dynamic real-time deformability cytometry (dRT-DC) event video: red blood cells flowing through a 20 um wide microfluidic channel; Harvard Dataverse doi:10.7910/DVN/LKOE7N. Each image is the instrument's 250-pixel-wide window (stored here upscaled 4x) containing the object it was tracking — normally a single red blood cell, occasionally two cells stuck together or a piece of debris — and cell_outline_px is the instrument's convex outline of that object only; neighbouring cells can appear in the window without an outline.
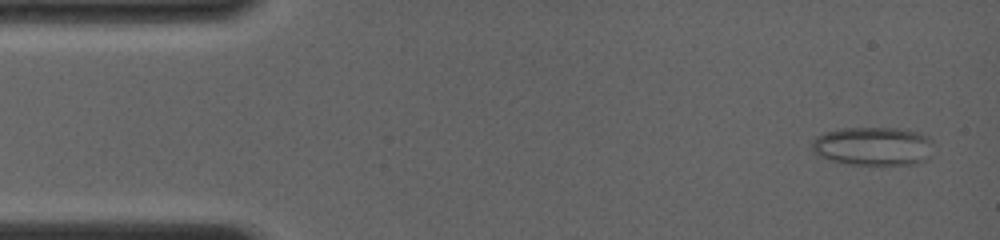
{"species": "common noctule bat (a hibernating species)", "species_latin": "Nyctalus noctula", "temperature_condition": "room temperature", "stored_images_in_passage": 10, "camera_frame_rate_fps": 4000, "um_per_image_px": 0.085, "animal": {"sex": "female", "body_mass_g": 19.0, "forearm_length_mm": 56.7}, "frame": {"image": 1, "passage_image": 2, "time_ms": 0.5, "image_size_px": [1000, 240], "cell_outline_px": [[932, 156], [928, 160], [916, 164], [848, 164], [828, 160], [816, 156], [812, 152], [812, 140], [816, 136], [824, 132], [840, 128], [896, 128], [916, 132], [928, 136], [932, 140]], "centroid_in_image_um": [74.2, 12.43], "position_along_channel_um": 10.8, "area_um2": 27.8}}
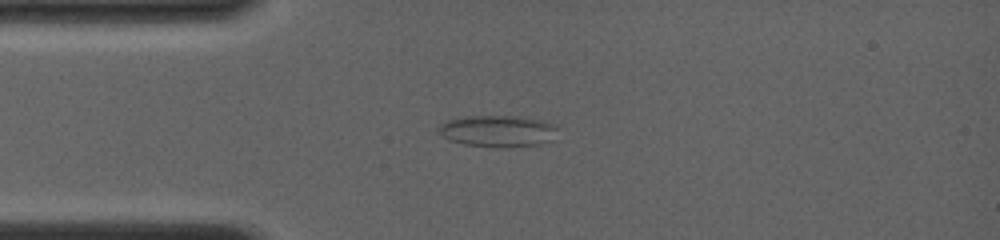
{"frame": {"image": 2, "passage_image": 9, "time_ms": 3.5, "image_size_px": [1000, 240], "cell_outline_px": [[556, 128], [552, 140], [540, 144], [504, 148], [492, 148], [464, 144], [452, 140], [444, 136], [440, 132], [440, 124], [444, 120], [472, 116], [520, 116], [544, 120], [556, 124]], "centroid_in_image_um": [42.35, 11.14], "position_along_channel_um": 42.6, "area_um2": 22.02}}